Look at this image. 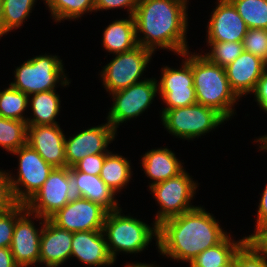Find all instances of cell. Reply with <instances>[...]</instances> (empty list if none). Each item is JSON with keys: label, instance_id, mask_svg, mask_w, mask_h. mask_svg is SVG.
I'll return each instance as SVG.
<instances>
[{"label": "cell", "instance_id": "7402d4cb", "mask_svg": "<svg viewBox=\"0 0 267 267\" xmlns=\"http://www.w3.org/2000/svg\"><path fill=\"white\" fill-rule=\"evenodd\" d=\"M72 189L76 197L84 198L100 204L108 212L122 207L118 195L110 189L105 182L97 175L86 174L70 167Z\"/></svg>", "mask_w": 267, "mask_h": 267}, {"label": "cell", "instance_id": "4dcf8cb0", "mask_svg": "<svg viewBox=\"0 0 267 267\" xmlns=\"http://www.w3.org/2000/svg\"><path fill=\"white\" fill-rule=\"evenodd\" d=\"M27 143V123L0 117V148L8 154Z\"/></svg>", "mask_w": 267, "mask_h": 267}, {"label": "cell", "instance_id": "ba28073f", "mask_svg": "<svg viewBox=\"0 0 267 267\" xmlns=\"http://www.w3.org/2000/svg\"><path fill=\"white\" fill-rule=\"evenodd\" d=\"M154 55L152 50L141 45L127 52L112 55L113 58L97 74L102 88L111 94L147 79L144 74L148 72L147 68Z\"/></svg>", "mask_w": 267, "mask_h": 267}, {"label": "cell", "instance_id": "5bb4252c", "mask_svg": "<svg viewBox=\"0 0 267 267\" xmlns=\"http://www.w3.org/2000/svg\"><path fill=\"white\" fill-rule=\"evenodd\" d=\"M34 220H39V225ZM45 220L27 209L16 219L10 250L19 267H39L40 237Z\"/></svg>", "mask_w": 267, "mask_h": 267}, {"label": "cell", "instance_id": "3957f363", "mask_svg": "<svg viewBox=\"0 0 267 267\" xmlns=\"http://www.w3.org/2000/svg\"><path fill=\"white\" fill-rule=\"evenodd\" d=\"M191 68L197 103L216 109L231 121L241 100L231 90L225 68L195 50L191 52Z\"/></svg>", "mask_w": 267, "mask_h": 267}, {"label": "cell", "instance_id": "d4e9b609", "mask_svg": "<svg viewBox=\"0 0 267 267\" xmlns=\"http://www.w3.org/2000/svg\"><path fill=\"white\" fill-rule=\"evenodd\" d=\"M128 158L121 155V153L109 151L102 165L99 176L116 195L123 194L122 191L125 188L127 189L129 183L133 180L132 170L134 166H132L131 160Z\"/></svg>", "mask_w": 267, "mask_h": 267}, {"label": "cell", "instance_id": "ee69618b", "mask_svg": "<svg viewBox=\"0 0 267 267\" xmlns=\"http://www.w3.org/2000/svg\"><path fill=\"white\" fill-rule=\"evenodd\" d=\"M156 261L152 262V263H142V262H126V264H124V267H162V266H159L155 263ZM156 264V265H155Z\"/></svg>", "mask_w": 267, "mask_h": 267}, {"label": "cell", "instance_id": "8d00e7d4", "mask_svg": "<svg viewBox=\"0 0 267 267\" xmlns=\"http://www.w3.org/2000/svg\"><path fill=\"white\" fill-rule=\"evenodd\" d=\"M106 154L107 153L87 155L85 158L78 161L73 167L77 171L99 176Z\"/></svg>", "mask_w": 267, "mask_h": 267}, {"label": "cell", "instance_id": "bcb514c9", "mask_svg": "<svg viewBox=\"0 0 267 267\" xmlns=\"http://www.w3.org/2000/svg\"><path fill=\"white\" fill-rule=\"evenodd\" d=\"M219 267H234V255L224 265Z\"/></svg>", "mask_w": 267, "mask_h": 267}, {"label": "cell", "instance_id": "ab89813d", "mask_svg": "<svg viewBox=\"0 0 267 267\" xmlns=\"http://www.w3.org/2000/svg\"><path fill=\"white\" fill-rule=\"evenodd\" d=\"M260 111L267 115V71L260 77L254 92L251 94Z\"/></svg>", "mask_w": 267, "mask_h": 267}, {"label": "cell", "instance_id": "e575fe53", "mask_svg": "<svg viewBox=\"0 0 267 267\" xmlns=\"http://www.w3.org/2000/svg\"><path fill=\"white\" fill-rule=\"evenodd\" d=\"M234 267H267V261L245 240L235 251Z\"/></svg>", "mask_w": 267, "mask_h": 267}, {"label": "cell", "instance_id": "d590c367", "mask_svg": "<svg viewBox=\"0 0 267 267\" xmlns=\"http://www.w3.org/2000/svg\"><path fill=\"white\" fill-rule=\"evenodd\" d=\"M140 0H95V12L119 9L127 11L126 15H134L136 6Z\"/></svg>", "mask_w": 267, "mask_h": 267}, {"label": "cell", "instance_id": "d6a6232c", "mask_svg": "<svg viewBox=\"0 0 267 267\" xmlns=\"http://www.w3.org/2000/svg\"><path fill=\"white\" fill-rule=\"evenodd\" d=\"M26 210L25 204H16L0 214V248H10L16 219Z\"/></svg>", "mask_w": 267, "mask_h": 267}, {"label": "cell", "instance_id": "6da1fadb", "mask_svg": "<svg viewBox=\"0 0 267 267\" xmlns=\"http://www.w3.org/2000/svg\"><path fill=\"white\" fill-rule=\"evenodd\" d=\"M215 217L204 205H198L162 221L158 225L156 247L161 258L189 264L207 248L221 243L231 232H227Z\"/></svg>", "mask_w": 267, "mask_h": 267}, {"label": "cell", "instance_id": "8fae6325", "mask_svg": "<svg viewBox=\"0 0 267 267\" xmlns=\"http://www.w3.org/2000/svg\"><path fill=\"white\" fill-rule=\"evenodd\" d=\"M181 64L177 67L164 65L157 80L158 99L165 105L161 110L181 108L197 103L191 68V49L178 56Z\"/></svg>", "mask_w": 267, "mask_h": 267}, {"label": "cell", "instance_id": "7a4b0ae2", "mask_svg": "<svg viewBox=\"0 0 267 267\" xmlns=\"http://www.w3.org/2000/svg\"><path fill=\"white\" fill-rule=\"evenodd\" d=\"M189 5L183 0H140L133 15L138 45L155 54L167 50L179 56L190 50Z\"/></svg>", "mask_w": 267, "mask_h": 267}, {"label": "cell", "instance_id": "d6986e66", "mask_svg": "<svg viewBox=\"0 0 267 267\" xmlns=\"http://www.w3.org/2000/svg\"><path fill=\"white\" fill-rule=\"evenodd\" d=\"M231 90L242 101L254 92L260 77L267 71V63L261 58L243 51L225 67Z\"/></svg>", "mask_w": 267, "mask_h": 267}, {"label": "cell", "instance_id": "5b68a950", "mask_svg": "<svg viewBox=\"0 0 267 267\" xmlns=\"http://www.w3.org/2000/svg\"><path fill=\"white\" fill-rule=\"evenodd\" d=\"M59 55L50 53L35 55L15 66L14 79L9 84L28 96L43 91L67 88L71 84Z\"/></svg>", "mask_w": 267, "mask_h": 267}, {"label": "cell", "instance_id": "2e32d148", "mask_svg": "<svg viewBox=\"0 0 267 267\" xmlns=\"http://www.w3.org/2000/svg\"><path fill=\"white\" fill-rule=\"evenodd\" d=\"M214 4L205 27V41L242 42L248 28L233 4L229 0H216Z\"/></svg>", "mask_w": 267, "mask_h": 267}, {"label": "cell", "instance_id": "7bdbcfd3", "mask_svg": "<svg viewBox=\"0 0 267 267\" xmlns=\"http://www.w3.org/2000/svg\"><path fill=\"white\" fill-rule=\"evenodd\" d=\"M256 139H254V141L252 143H255L259 148L257 149L258 151H263L267 152V134L262 135V136H258L254 137Z\"/></svg>", "mask_w": 267, "mask_h": 267}, {"label": "cell", "instance_id": "f546056e", "mask_svg": "<svg viewBox=\"0 0 267 267\" xmlns=\"http://www.w3.org/2000/svg\"><path fill=\"white\" fill-rule=\"evenodd\" d=\"M248 29H267V0H229Z\"/></svg>", "mask_w": 267, "mask_h": 267}, {"label": "cell", "instance_id": "277c9868", "mask_svg": "<svg viewBox=\"0 0 267 267\" xmlns=\"http://www.w3.org/2000/svg\"><path fill=\"white\" fill-rule=\"evenodd\" d=\"M119 208L108 212L104 221L103 232L110 254L117 261V255L130 254L136 256L148 250L154 240L158 246V225L152 221L149 225L142 218L133 216L131 213L124 214Z\"/></svg>", "mask_w": 267, "mask_h": 267}, {"label": "cell", "instance_id": "74e56055", "mask_svg": "<svg viewBox=\"0 0 267 267\" xmlns=\"http://www.w3.org/2000/svg\"><path fill=\"white\" fill-rule=\"evenodd\" d=\"M2 169H0V214L9 211L17 204L12 195L7 173Z\"/></svg>", "mask_w": 267, "mask_h": 267}, {"label": "cell", "instance_id": "9c48e42d", "mask_svg": "<svg viewBox=\"0 0 267 267\" xmlns=\"http://www.w3.org/2000/svg\"><path fill=\"white\" fill-rule=\"evenodd\" d=\"M10 154L18 158V167H14L17 168L15 173L5 170L12 195L16 203L26 204L41 188L54 167L27 143Z\"/></svg>", "mask_w": 267, "mask_h": 267}, {"label": "cell", "instance_id": "484cf974", "mask_svg": "<svg viewBox=\"0 0 267 267\" xmlns=\"http://www.w3.org/2000/svg\"><path fill=\"white\" fill-rule=\"evenodd\" d=\"M50 18L57 23L78 21L84 15L95 13V0H44Z\"/></svg>", "mask_w": 267, "mask_h": 267}, {"label": "cell", "instance_id": "ffe728a7", "mask_svg": "<svg viewBox=\"0 0 267 267\" xmlns=\"http://www.w3.org/2000/svg\"><path fill=\"white\" fill-rule=\"evenodd\" d=\"M73 232L61 229L46 219L40 237L39 267H62L71 257Z\"/></svg>", "mask_w": 267, "mask_h": 267}, {"label": "cell", "instance_id": "4fadbf2b", "mask_svg": "<svg viewBox=\"0 0 267 267\" xmlns=\"http://www.w3.org/2000/svg\"><path fill=\"white\" fill-rule=\"evenodd\" d=\"M118 133L106 120L97 126L85 127L74 134L66 135V167H73L87 155L108 153L110 151L108 146L117 139Z\"/></svg>", "mask_w": 267, "mask_h": 267}, {"label": "cell", "instance_id": "83f0119b", "mask_svg": "<svg viewBox=\"0 0 267 267\" xmlns=\"http://www.w3.org/2000/svg\"><path fill=\"white\" fill-rule=\"evenodd\" d=\"M39 0H2V28L3 37L9 32H14L30 19V14L34 10ZM44 4V0H41Z\"/></svg>", "mask_w": 267, "mask_h": 267}, {"label": "cell", "instance_id": "f35d334b", "mask_svg": "<svg viewBox=\"0 0 267 267\" xmlns=\"http://www.w3.org/2000/svg\"><path fill=\"white\" fill-rule=\"evenodd\" d=\"M246 236V241L250 243L267 261V224L261 225Z\"/></svg>", "mask_w": 267, "mask_h": 267}, {"label": "cell", "instance_id": "4316f807", "mask_svg": "<svg viewBox=\"0 0 267 267\" xmlns=\"http://www.w3.org/2000/svg\"><path fill=\"white\" fill-rule=\"evenodd\" d=\"M246 240V236L240 237L236 240V237L230 233L221 243L207 248L199 255H197L189 267H219L224 265L234 254L240 245Z\"/></svg>", "mask_w": 267, "mask_h": 267}, {"label": "cell", "instance_id": "60d3db41", "mask_svg": "<svg viewBox=\"0 0 267 267\" xmlns=\"http://www.w3.org/2000/svg\"><path fill=\"white\" fill-rule=\"evenodd\" d=\"M260 194V198H259V202L258 205H256L258 208L256 210V219L254 218V220H256L254 222V229L267 224V182L265 184V187L263 189V191H261Z\"/></svg>", "mask_w": 267, "mask_h": 267}, {"label": "cell", "instance_id": "30bf717a", "mask_svg": "<svg viewBox=\"0 0 267 267\" xmlns=\"http://www.w3.org/2000/svg\"><path fill=\"white\" fill-rule=\"evenodd\" d=\"M157 77H149L143 81L135 83L128 88L109 94L112 101L108 107L106 120L118 132L122 126L130 120H136L143 113L148 112L151 104L158 94Z\"/></svg>", "mask_w": 267, "mask_h": 267}, {"label": "cell", "instance_id": "8992f818", "mask_svg": "<svg viewBox=\"0 0 267 267\" xmlns=\"http://www.w3.org/2000/svg\"><path fill=\"white\" fill-rule=\"evenodd\" d=\"M159 114L160 123L167 133L178 140L188 142L199 139L201 136L204 137L210 132L213 133L228 121L216 109L198 103L181 108L160 110Z\"/></svg>", "mask_w": 267, "mask_h": 267}, {"label": "cell", "instance_id": "1f68e13d", "mask_svg": "<svg viewBox=\"0 0 267 267\" xmlns=\"http://www.w3.org/2000/svg\"><path fill=\"white\" fill-rule=\"evenodd\" d=\"M205 42L207 43L206 46L208 47V49L205 50L206 52L202 49L200 51L199 49V52L204 55L210 62L224 68L228 64L233 62L244 51L242 42Z\"/></svg>", "mask_w": 267, "mask_h": 267}, {"label": "cell", "instance_id": "cb8c5ba5", "mask_svg": "<svg viewBox=\"0 0 267 267\" xmlns=\"http://www.w3.org/2000/svg\"><path fill=\"white\" fill-rule=\"evenodd\" d=\"M57 89L35 93L29 96L28 110L31 112L27 116V126L35 125H56L61 115V98Z\"/></svg>", "mask_w": 267, "mask_h": 267}, {"label": "cell", "instance_id": "f1b7e54d", "mask_svg": "<svg viewBox=\"0 0 267 267\" xmlns=\"http://www.w3.org/2000/svg\"><path fill=\"white\" fill-rule=\"evenodd\" d=\"M3 90L0 88V117L18 121H26L29 96L10 84Z\"/></svg>", "mask_w": 267, "mask_h": 267}, {"label": "cell", "instance_id": "7dc6e473", "mask_svg": "<svg viewBox=\"0 0 267 267\" xmlns=\"http://www.w3.org/2000/svg\"><path fill=\"white\" fill-rule=\"evenodd\" d=\"M183 1H185L187 4H189L190 2H189V0H183Z\"/></svg>", "mask_w": 267, "mask_h": 267}, {"label": "cell", "instance_id": "7c38bea8", "mask_svg": "<svg viewBox=\"0 0 267 267\" xmlns=\"http://www.w3.org/2000/svg\"><path fill=\"white\" fill-rule=\"evenodd\" d=\"M74 196L70 168H54L25 206L31 213L49 219Z\"/></svg>", "mask_w": 267, "mask_h": 267}, {"label": "cell", "instance_id": "ac0fdd59", "mask_svg": "<svg viewBox=\"0 0 267 267\" xmlns=\"http://www.w3.org/2000/svg\"><path fill=\"white\" fill-rule=\"evenodd\" d=\"M60 125L27 126V144L54 168L66 167V134Z\"/></svg>", "mask_w": 267, "mask_h": 267}, {"label": "cell", "instance_id": "e0dca14e", "mask_svg": "<svg viewBox=\"0 0 267 267\" xmlns=\"http://www.w3.org/2000/svg\"><path fill=\"white\" fill-rule=\"evenodd\" d=\"M72 259L85 267H112L117 263L110 254L103 230L73 232Z\"/></svg>", "mask_w": 267, "mask_h": 267}, {"label": "cell", "instance_id": "44dd1931", "mask_svg": "<svg viewBox=\"0 0 267 267\" xmlns=\"http://www.w3.org/2000/svg\"><path fill=\"white\" fill-rule=\"evenodd\" d=\"M140 158V168L148 180L147 187H151L159 182L165 181L169 178L175 177L186 168L184 160H180L174 150L168 146L155 147L148 149Z\"/></svg>", "mask_w": 267, "mask_h": 267}, {"label": "cell", "instance_id": "836d02e7", "mask_svg": "<svg viewBox=\"0 0 267 267\" xmlns=\"http://www.w3.org/2000/svg\"><path fill=\"white\" fill-rule=\"evenodd\" d=\"M242 44L244 51L267 63V29H247Z\"/></svg>", "mask_w": 267, "mask_h": 267}, {"label": "cell", "instance_id": "52a82bcc", "mask_svg": "<svg viewBox=\"0 0 267 267\" xmlns=\"http://www.w3.org/2000/svg\"><path fill=\"white\" fill-rule=\"evenodd\" d=\"M185 169L175 177L159 182L147 190L159 206L153 220L159 225L166 219L181 215L198 207L192 205L200 183ZM197 191V192H196Z\"/></svg>", "mask_w": 267, "mask_h": 267}, {"label": "cell", "instance_id": "f6af8a7d", "mask_svg": "<svg viewBox=\"0 0 267 267\" xmlns=\"http://www.w3.org/2000/svg\"><path fill=\"white\" fill-rule=\"evenodd\" d=\"M3 37V28H2V0H0V39Z\"/></svg>", "mask_w": 267, "mask_h": 267}, {"label": "cell", "instance_id": "603a6c76", "mask_svg": "<svg viewBox=\"0 0 267 267\" xmlns=\"http://www.w3.org/2000/svg\"><path fill=\"white\" fill-rule=\"evenodd\" d=\"M102 32L101 47L108 54L127 52L138 46L133 15L113 19Z\"/></svg>", "mask_w": 267, "mask_h": 267}, {"label": "cell", "instance_id": "9a60e30c", "mask_svg": "<svg viewBox=\"0 0 267 267\" xmlns=\"http://www.w3.org/2000/svg\"><path fill=\"white\" fill-rule=\"evenodd\" d=\"M107 213L100 204L74 196L49 220L57 227L71 232L103 230Z\"/></svg>", "mask_w": 267, "mask_h": 267}, {"label": "cell", "instance_id": "b9f144b4", "mask_svg": "<svg viewBox=\"0 0 267 267\" xmlns=\"http://www.w3.org/2000/svg\"><path fill=\"white\" fill-rule=\"evenodd\" d=\"M0 267H19L14 261L10 248H0Z\"/></svg>", "mask_w": 267, "mask_h": 267}]
</instances>
